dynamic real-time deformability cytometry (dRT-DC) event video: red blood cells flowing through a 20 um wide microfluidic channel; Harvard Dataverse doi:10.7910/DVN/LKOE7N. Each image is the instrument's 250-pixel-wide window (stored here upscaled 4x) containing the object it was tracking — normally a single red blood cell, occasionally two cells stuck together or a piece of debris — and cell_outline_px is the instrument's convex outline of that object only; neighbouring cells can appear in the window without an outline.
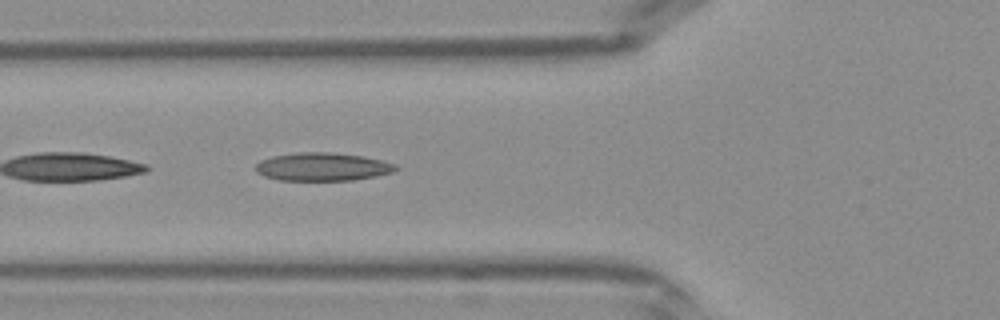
{"species": "Egyptian fruit bat (a non-hibernating species)", "species_latin": "Rousettus aegyptiacus", "temperature_condition": "warm", "stored_images_in_passage": 23, "camera_frame_rate_fps": 3000, "um_per_image_px": 0.085, "frame": {"image": 1, "passage_image": 14, "time_ms": 4.333, "image_size_px": [1000, 320], "cell_outline_px": [[400, 168], [392, 172], [376, 176], [352, 180], [280, 180], [264, 176], [256, 172], [256, 164], [260, 160], [272, 156], [296, 152], [328, 152], [360, 156], [380, 160], [396, 164]], "centroid_in_image_um": [27.39, 14.17], "position_along_channel_um": 98.4, "area_um2": 22.89}}
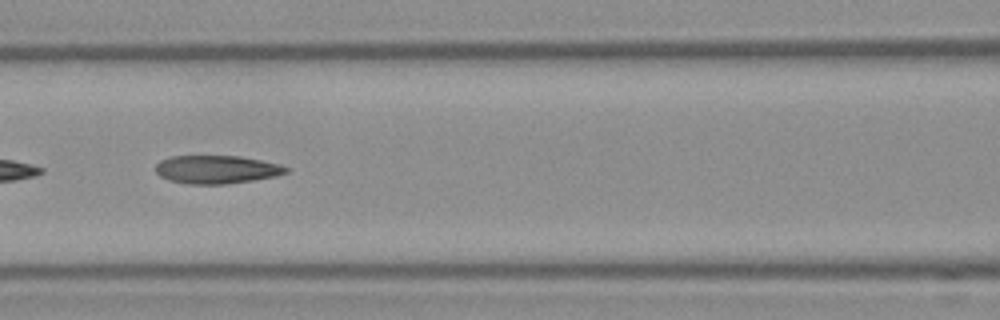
{"frame": {"image": 2, "passage_image": 17, "time_ms": 5.333, "image_size_px": [1000, 320], "cell_outline_px": [[288, 172], [276, 176], [252, 180], [224, 184], [188, 184], [168, 180], [160, 176], [156, 172], [156, 164], [160, 160], [172, 156], [240, 156], [280, 164], [288, 168]], "centroid_in_image_um": [18.39, 14.4], "position_along_channel_um": 148.2, "area_um2": 21.39}}
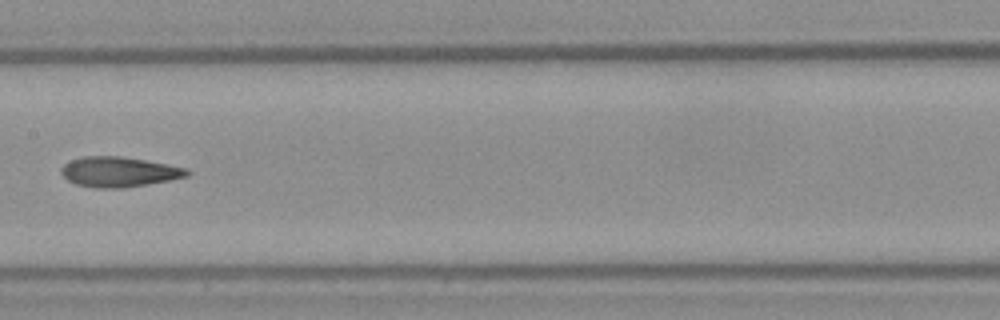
{"frame": {"image": 3, "passage_image": 20, "time_ms": 6.333, "image_size_px": [1000, 320], "cell_outline_px": [[192, 172], [188, 176], [148, 184], [120, 188], [96, 188], [76, 184], [68, 180], [60, 172], [60, 168], [64, 164], [72, 160], [84, 156], [120, 156], [168, 164], [188, 168]], "centroid_in_image_um": [10.12, 14.6], "position_along_channel_um": 197.3, "area_um2": 22.02}}